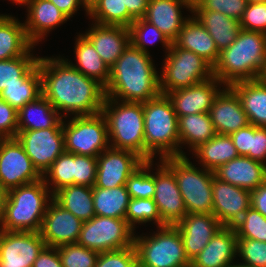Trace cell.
I'll use <instances>...</instances> for the list:
<instances>
[{
	"instance_id": "cell-19",
	"label": "cell",
	"mask_w": 266,
	"mask_h": 267,
	"mask_svg": "<svg viewBox=\"0 0 266 267\" xmlns=\"http://www.w3.org/2000/svg\"><path fill=\"white\" fill-rule=\"evenodd\" d=\"M220 85V86H219ZM221 83L214 76L196 85L168 92L174 111L178 117L197 113H209L220 93Z\"/></svg>"
},
{
	"instance_id": "cell-44",
	"label": "cell",
	"mask_w": 266,
	"mask_h": 267,
	"mask_svg": "<svg viewBox=\"0 0 266 267\" xmlns=\"http://www.w3.org/2000/svg\"><path fill=\"white\" fill-rule=\"evenodd\" d=\"M237 238L266 242V217L252 206L233 225Z\"/></svg>"
},
{
	"instance_id": "cell-15",
	"label": "cell",
	"mask_w": 266,
	"mask_h": 267,
	"mask_svg": "<svg viewBox=\"0 0 266 267\" xmlns=\"http://www.w3.org/2000/svg\"><path fill=\"white\" fill-rule=\"evenodd\" d=\"M144 162L132 151L109 147L97 156L96 182L93 187L109 189L126 185L129 176Z\"/></svg>"
},
{
	"instance_id": "cell-63",
	"label": "cell",
	"mask_w": 266,
	"mask_h": 267,
	"mask_svg": "<svg viewBox=\"0 0 266 267\" xmlns=\"http://www.w3.org/2000/svg\"><path fill=\"white\" fill-rule=\"evenodd\" d=\"M248 3H252V2H261V1H266V0H246Z\"/></svg>"
},
{
	"instance_id": "cell-18",
	"label": "cell",
	"mask_w": 266,
	"mask_h": 267,
	"mask_svg": "<svg viewBox=\"0 0 266 267\" xmlns=\"http://www.w3.org/2000/svg\"><path fill=\"white\" fill-rule=\"evenodd\" d=\"M82 225L81 219L52 200L45 212L39 233L46 246L57 248L77 243Z\"/></svg>"
},
{
	"instance_id": "cell-59",
	"label": "cell",
	"mask_w": 266,
	"mask_h": 267,
	"mask_svg": "<svg viewBox=\"0 0 266 267\" xmlns=\"http://www.w3.org/2000/svg\"><path fill=\"white\" fill-rule=\"evenodd\" d=\"M257 80L260 83L266 85V59L263 62V66H262V69H261V71L259 73V76L257 77Z\"/></svg>"
},
{
	"instance_id": "cell-28",
	"label": "cell",
	"mask_w": 266,
	"mask_h": 267,
	"mask_svg": "<svg viewBox=\"0 0 266 267\" xmlns=\"http://www.w3.org/2000/svg\"><path fill=\"white\" fill-rule=\"evenodd\" d=\"M48 128H63V118L43 95L18 111V130Z\"/></svg>"
},
{
	"instance_id": "cell-35",
	"label": "cell",
	"mask_w": 266,
	"mask_h": 267,
	"mask_svg": "<svg viewBox=\"0 0 266 267\" xmlns=\"http://www.w3.org/2000/svg\"><path fill=\"white\" fill-rule=\"evenodd\" d=\"M53 200L83 222L95 216L93 187L69 185L56 191Z\"/></svg>"
},
{
	"instance_id": "cell-42",
	"label": "cell",
	"mask_w": 266,
	"mask_h": 267,
	"mask_svg": "<svg viewBox=\"0 0 266 267\" xmlns=\"http://www.w3.org/2000/svg\"><path fill=\"white\" fill-rule=\"evenodd\" d=\"M125 219L133 230L136 229L135 225L146 224L147 222L151 223V221L156 224L157 227L166 226L161 219L158 207L153 198H130Z\"/></svg>"
},
{
	"instance_id": "cell-52",
	"label": "cell",
	"mask_w": 266,
	"mask_h": 267,
	"mask_svg": "<svg viewBox=\"0 0 266 267\" xmlns=\"http://www.w3.org/2000/svg\"><path fill=\"white\" fill-rule=\"evenodd\" d=\"M246 157L266 165V127L251 124L250 151Z\"/></svg>"
},
{
	"instance_id": "cell-46",
	"label": "cell",
	"mask_w": 266,
	"mask_h": 267,
	"mask_svg": "<svg viewBox=\"0 0 266 267\" xmlns=\"http://www.w3.org/2000/svg\"><path fill=\"white\" fill-rule=\"evenodd\" d=\"M248 2L246 0H192L191 10H211L221 12L240 22Z\"/></svg>"
},
{
	"instance_id": "cell-14",
	"label": "cell",
	"mask_w": 266,
	"mask_h": 267,
	"mask_svg": "<svg viewBox=\"0 0 266 267\" xmlns=\"http://www.w3.org/2000/svg\"><path fill=\"white\" fill-rule=\"evenodd\" d=\"M45 246L39 232L0 230V267H32Z\"/></svg>"
},
{
	"instance_id": "cell-45",
	"label": "cell",
	"mask_w": 266,
	"mask_h": 267,
	"mask_svg": "<svg viewBox=\"0 0 266 267\" xmlns=\"http://www.w3.org/2000/svg\"><path fill=\"white\" fill-rule=\"evenodd\" d=\"M63 267H95L99 252L77 243L57 247Z\"/></svg>"
},
{
	"instance_id": "cell-47",
	"label": "cell",
	"mask_w": 266,
	"mask_h": 267,
	"mask_svg": "<svg viewBox=\"0 0 266 267\" xmlns=\"http://www.w3.org/2000/svg\"><path fill=\"white\" fill-rule=\"evenodd\" d=\"M237 256L242 264L250 267H266V242L237 238Z\"/></svg>"
},
{
	"instance_id": "cell-55",
	"label": "cell",
	"mask_w": 266,
	"mask_h": 267,
	"mask_svg": "<svg viewBox=\"0 0 266 267\" xmlns=\"http://www.w3.org/2000/svg\"><path fill=\"white\" fill-rule=\"evenodd\" d=\"M123 9L134 19H141L145 16L149 0H121Z\"/></svg>"
},
{
	"instance_id": "cell-22",
	"label": "cell",
	"mask_w": 266,
	"mask_h": 267,
	"mask_svg": "<svg viewBox=\"0 0 266 267\" xmlns=\"http://www.w3.org/2000/svg\"><path fill=\"white\" fill-rule=\"evenodd\" d=\"M83 34L98 52L103 62L111 68L130 44L129 28L92 23Z\"/></svg>"
},
{
	"instance_id": "cell-16",
	"label": "cell",
	"mask_w": 266,
	"mask_h": 267,
	"mask_svg": "<svg viewBox=\"0 0 266 267\" xmlns=\"http://www.w3.org/2000/svg\"><path fill=\"white\" fill-rule=\"evenodd\" d=\"M155 172L153 200L166 225H176L187 214L186 206L174 173L161 161Z\"/></svg>"
},
{
	"instance_id": "cell-41",
	"label": "cell",
	"mask_w": 266,
	"mask_h": 267,
	"mask_svg": "<svg viewBox=\"0 0 266 267\" xmlns=\"http://www.w3.org/2000/svg\"><path fill=\"white\" fill-rule=\"evenodd\" d=\"M42 178L52 194L63 187L73 185L74 154L68 152L62 153L51 164L50 168L45 172Z\"/></svg>"
},
{
	"instance_id": "cell-29",
	"label": "cell",
	"mask_w": 266,
	"mask_h": 267,
	"mask_svg": "<svg viewBox=\"0 0 266 267\" xmlns=\"http://www.w3.org/2000/svg\"><path fill=\"white\" fill-rule=\"evenodd\" d=\"M0 14V60L24 56L34 45L26 35L24 22Z\"/></svg>"
},
{
	"instance_id": "cell-17",
	"label": "cell",
	"mask_w": 266,
	"mask_h": 267,
	"mask_svg": "<svg viewBox=\"0 0 266 267\" xmlns=\"http://www.w3.org/2000/svg\"><path fill=\"white\" fill-rule=\"evenodd\" d=\"M212 214L223 226L235 225L251 207V191L213 177Z\"/></svg>"
},
{
	"instance_id": "cell-62",
	"label": "cell",
	"mask_w": 266,
	"mask_h": 267,
	"mask_svg": "<svg viewBox=\"0 0 266 267\" xmlns=\"http://www.w3.org/2000/svg\"><path fill=\"white\" fill-rule=\"evenodd\" d=\"M8 1H10V0H8ZM13 3H15V4H19V5H24L25 4V2H26V0H11Z\"/></svg>"
},
{
	"instance_id": "cell-32",
	"label": "cell",
	"mask_w": 266,
	"mask_h": 267,
	"mask_svg": "<svg viewBox=\"0 0 266 267\" xmlns=\"http://www.w3.org/2000/svg\"><path fill=\"white\" fill-rule=\"evenodd\" d=\"M178 132L180 156H186L181 149L183 144H187L191 152L217 134L209 113H197L178 117Z\"/></svg>"
},
{
	"instance_id": "cell-38",
	"label": "cell",
	"mask_w": 266,
	"mask_h": 267,
	"mask_svg": "<svg viewBox=\"0 0 266 267\" xmlns=\"http://www.w3.org/2000/svg\"><path fill=\"white\" fill-rule=\"evenodd\" d=\"M42 95L41 75L37 68L22 84L5 87L0 97L19 111L27 103L36 100Z\"/></svg>"
},
{
	"instance_id": "cell-58",
	"label": "cell",
	"mask_w": 266,
	"mask_h": 267,
	"mask_svg": "<svg viewBox=\"0 0 266 267\" xmlns=\"http://www.w3.org/2000/svg\"><path fill=\"white\" fill-rule=\"evenodd\" d=\"M8 197V190L2 185L0 181V219L3 216L5 205Z\"/></svg>"
},
{
	"instance_id": "cell-54",
	"label": "cell",
	"mask_w": 266,
	"mask_h": 267,
	"mask_svg": "<svg viewBox=\"0 0 266 267\" xmlns=\"http://www.w3.org/2000/svg\"><path fill=\"white\" fill-rule=\"evenodd\" d=\"M239 156H247L251 143V124L230 134Z\"/></svg>"
},
{
	"instance_id": "cell-53",
	"label": "cell",
	"mask_w": 266,
	"mask_h": 267,
	"mask_svg": "<svg viewBox=\"0 0 266 267\" xmlns=\"http://www.w3.org/2000/svg\"><path fill=\"white\" fill-rule=\"evenodd\" d=\"M32 267H63L57 248L45 246Z\"/></svg>"
},
{
	"instance_id": "cell-60",
	"label": "cell",
	"mask_w": 266,
	"mask_h": 267,
	"mask_svg": "<svg viewBox=\"0 0 266 267\" xmlns=\"http://www.w3.org/2000/svg\"><path fill=\"white\" fill-rule=\"evenodd\" d=\"M84 7L89 10L97 0H80Z\"/></svg>"
},
{
	"instance_id": "cell-12",
	"label": "cell",
	"mask_w": 266,
	"mask_h": 267,
	"mask_svg": "<svg viewBox=\"0 0 266 267\" xmlns=\"http://www.w3.org/2000/svg\"><path fill=\"white\" fill-rule=\"evenodd\" d=\"M16 138L42 176L65 152L63 128L18 130Z\"/></svg>"
},
{
	"instance_id": "cell-10",
	"label": "cell",
	"mask_w": 266,
	"mask_h": 267,
	"mask_svg": "<svg viewBox=\"0 0 266 267\" xmlns=\"http://www.w3.org/2000/svg\"><path fill=\"white\" fill-rule=\"evenodd\" d=\"M67 122V123H65ZM65 152L97 157L110 147L108 127L102 113L63 119Z\"/></svg>"
},
{
	"instance_id": "cell-43",
	"label": "cell",
	"mask_w": 266,
	"mask_h": 267,
	"mask_svg": "<svg viewBox=\"0 0 266 267\" xmlns=\"http://www.w3.org/2000/svg\"><path fill=\"white\" fill-rule=\"evenodd\" d=\"M154 161H145L127 179L126 187L130 198H153L155 193V172L151 173Z\"/></svg>"
},
{
	"instance_id": "cell-31",
	"label": "cell",
	"mask_w": 266,
	"mask_h": 267,
	"mask_svg": "<svg viewBox=\"0 0 266 267\" xmlns=\"http://www.w3.org/2000/svg\"><path fill=\"white\" fill-rule=\"evenodd\" d=\"M193 15L213 38L219 52L228 48L240 31V22L221 12L211 10H191Z\"/></svg>"
},
{
	"instance_id": "cell-36",
	"label": "cell",
	"mask_w": 266,
	"mask_h": 267,
	"mask_svg": "<svg viewBox=\"0 0 266 267\" xmlns=\"http://www.w3.org/2000/svg\"><path fill=\"white\" fill-rule=\"evenodd\" d=\"M130 195L126 185L114 188L93 187V203L96 216L125 219Z\"/></svg>"
},
{
	"instance_id": "cell-39",
	"label": "cell",
	"mask_w": 266,
	"mask_h": 267,
	"mask_svg": "<svg viewBox=\"0 0 266 267\" xmlns=\"http://www.w3.org/2000/svg\"><path fill=\"white\" fill-rule=\"evenodd\" d=\"M89 18L101 25L124 26L129 28L134 19L123 9L121 0H97L88 10Z\"/></svg>"
},
{
	"instance_id": "cell-6",
	"label": "cell",
	"mask_w": 266,
	"mask_h": 267,
	"mask_svg": "<svg viewBox=\"0 0 266 267\" xmlns=\"http://www.w3.org/2000/svg\"><path fill=\"white\" fill-rule=\"evenodd\" d=\"M101 113L107 121L110 147L132 151L145 161L143 103L105 96Z\"/></svg>"
},
{
	"instance_id": "cell-61",
	"label": "cell",
	"mask_w": 266,
	"mask_h": 267,
	"mask_svg": "<svg viewBox=\"0 0 266 267\" xmlns=\"http://www.w3.org/2000/svg\"><path fill=\"white\" fill-rule=\"evenodd\" d=\"M229 267H250V266L242 264L241 262H239L238 264L237 263H233Z\"/></svg>"
},
{
	"instance_id": "cell-1",
	"label": "cell",
	"mask_w": 266,
	"mask_h": 267,
	"mask_svg": "<svg viewBox=\"0 0 266 267\" xmlns=\"http://www.w3.org/2000/svg\"><path fill=\"white\" fill-rule=\"evenodd\" d=\"M38 68L42 95L62 118L66 119L67 115L90 116L102 112L104 86L72 67L68 58L39 56Z\"/></svg>"
},
{
	"instance_id": "cell-26",
	"label": "cell",
	"mask_w": 266,
	"mask_h": 267,
	"mask_svg": "<svg viewBox=\"0 0 266 267\" xmlns=\"http://www.w3.org/2000/svg\"><path fill=\"white\" fill-rule=\"evenodd\" d=\"M224 182L252 191L266 181V165L246 156H239L214 171Z\"/></svg>"
},
{
	"instance_id": "cell-57",
	"label": "cell",
	"mask_w": 266,
	"mask_h": 267,
	"mask_svg": "<svg viewBox=\"0 0 266 267\" xmlns=\"http://www.w3.org/2000/svg\"><path fill=\"white\" fill-rule=\"evenodd\" d=\"M52 2L60 11H62L69 19L75 14L80 6H83L86 14L88 10L84 7L80 0H49Z\"/></svg>"
},
{
	"instance_id": "cell-4",
	"label": "cell",
	"mask_w": 266,
	"mask_h": 267,
	"mask_svg": "<svg viewBox=\"0 0 266 267\" xmlns=\"http://www.w3.org/2000/svg\"><path fill=\"white\" fill-rule=\"evenodd\" d=\"M143 113L145 161L180 156L178 116L167 95L144 102Z\"/></svg>"
},
{
	"instance_id": "cell-56",
	"label": "cell",
	"mask_w": 266,
	"mask_h": 267,
	"mask_svg": "<svg viewBox=\"0 0 266 267\" xmlns=\"http://www.w3.org/2000/svg\"><path fill=\"white\" fill-rule=\"evenodd\" d=\"M251 206L266 217V181L251 191Z\"/></svg>"
},
{
	"instance_id": "cell-5",
	"label": "cell",
	"mask_w": 266,
	"mask_h": 267,
	"mask_svg": "<svg viewBox=\"0 0 266 267\" xmlns=\"http://www.w3.org/2000/svg\"><path fill=\"white\" fill-rule=\"evenodd\" d=\"M53 194L43 178L8 191L0 230L39 232Z\"/></svg>"
},
{
	"instance_id": "cell-25",
	"label": "cell",
	"mask_w": 266,
	"mask_h": 267,
	"mask_svg": "<svg viewBox=\"0 0 266 267\" xmlns=\"http://www.w3.org/2000/svg\"><path fill=\"white\" fill-rule=\"evenodd\" d=\"M236 249L237 236L233 226H223L191 261L190 267H229L237 258Z\"/></svg>"
},
{
	"instance_id": "cell-21",
	"label": "cell",
	"mask_w": 266,
	"mask_h": 267,
	"mask_svg": "<svg viewBox=\"0 0 266 267\" xmlns=\"http://www.w3.org/2000/svg\"><path fill=\"white\" fill-rule=\"evenodd\" d=\"M209 114L217 134L221 135H230L250 124L238 95L230 86L222 87Z\"/></svg>"
},
{
	"instance_id": "cell-33",
	"label": "cell",
	"mask_w": 266,
	"mask_h": 267,
	"mask_svg": "<svg viewBox=\"0 0 266 267\" xmlns=\"http://www.w3.org/2000/svg\"><path fill=\"white\" fill-rule=\"evenodd\" d=\"M75 42V57L77 61L69 64L87 77L97 80L104 87L108 84L110 78V68L103 62L102 58L95 50L91 42L83 35H77Z\"/></svg>"
},
{
	"instance_id": "cell-40",
	"label": "cell",
	"mask_w": 266,
	"mask_h": 267,
	"mask_svg": "<svg viewBox=\"0 0 266 267\" xmlns=\"http://www.w3.org/2000/svg\"><path fill=\"white\" fill-rule=\"evenodd\" d=\"M130 43L139 50L150 54L147 45L155 42L162 43L165 54L170 50L172 42L156 26L146 21L144 18L136 19L129 26Z\"/></svg>"
},
{
	"instance_id": "cell-30",
	"label": "cell",
	"mask_w": 266,
	"mask_h": 267,
	"mask_svg": "<svg viewBox=\"0 0 266 267\" xmlns=\"http://www.w3.org/2000/svg\"><path fill=\"white\" fill-rule=\"evenodd\" d=\"M230 87L238 95L249 123L266 127V85L248 80L235 82Z\"/></svg>"
},
{
	"instance_id": "cell-24",
	"label": "cell",
	"mask_w": 266,
	"mask_h": 267,
	"mask_svg": "<svg viewBox=\"0 0 266 267\" xmlns=\"http://www.w3.org/2000/svg\"><path fill=\"white\" fill-rule=\"evenodd\" d=\"M188 9L191 13L192 0H149L147 11L143 17L156 26L173 42L183 24L189 17H183L181 9Z\"/></svg>"
},
{
	"instance_id": "cell-37",
	"label": "cell",
	"mask_w": 266,
	"mask_h": 267,
	"mask_svg": "<svg viewBox=\"0 0 266 267\" xmlns=\"http://www.w3.org/2000/svg\"><path fill=\"white\" fill-rule=\"evenodd\" d=\"M8 60H0V92L5 87L22 84L37 68L39 57L31 53Z\"/></svg>"
},
{
	"instance_id": "cell-7",
	"label": "cell",
	"mask_w": 266,
	"mask_h": 267,
	"mask_svg": "<svg viewBox=\"0 0 266 267\" xmlns=\"http://www.w3.org/2000/svg\"><path fill=\"white\" fill-rule=\"evenodd\" d=\"M174 173L187 213L212 214L214 171L195 167L187 156L161 159Z\"/></svg>"
},
{
	"instance_id": "cell-2",
	"label": "cell",
	"mask_w": 266,
	"mask_h": 267,
	"mask_svg": "<svg viewBox=\"0 0 266 267\" xmlns=\"http://www.w3.org/2000/svg\"><path fill=\"white\" fill-rule=\"evenodd\" d=\"M153 59L131 43L110 68L105 96L123 102L144 103L161 94Z\"/></svg>"
},
{
	"instance_id": "cell-3",
	"label": "cell",
	"mask_w": 266,
	"mask_h": 267,
	"mask_svg": "<svg viewBox=\"0 0 266 267\" xmlns=\"http://www.w3.org/2000/svg\"><path fill=\"white\" fill-rule=\"evenodd\" d=\"M265 59L266 34L240 29L236 40L220 52L213 76L224 86L257 80Z\"/></svg>"
},
{
	"instance_id": "cell-34",
	"label": "cell",
	"mask_w": 266,
	"mask_h": 267,
	"mask_svg": "<svg viewBox=\"0 0 266 267\" xmlns=\"http://www.w3.org/2000/svg\"><path fill=\"white\" fill-rule=\"evenodd\" d=\"M194 153V154H193ZM198 164L207 170L215 171L221 165L239 157L230 135L216 134L212 139L200 144L192 151Z\"/></svg>"
},
{
	"instance_id": "cell-13",
	"label": "cell",
	"mask_w": 266,
	"mask_h": 267,
	"mask_svg": "<svg viewBox=\"0 0 266 267\" xmlns=\"http://www.w3.org/2000/svg\"><path fill=\"white\" fill-rule=\"evenodd\" d=\"M42 179L17 138H0V181L12 188Z\"/></svg>"
},
{
	"instance_id": "cell-49",
	"label": "cell",
	"mask_w": 266,
	"mask_h": 267,
	"mask_svg": "<svg viewBox=\"0 0 266 267\" xmlns=\"http://www.w3.org/2000/svg\"><path fill=\"white\" fill-rule=\"evenodd\" d=\"M96 174L97 157L74 154V185L93 187Z\"/></svg>"
},
{
	"instance_id": "cell-11",
	"label": "cell",
	"mask_w": 266,
	"mask_h": 267,
	"mask_svg": "<svg viewBox=\"0 0 266 267\" xmlns=\"http://www.w3.org/2000/svg\"><path fill=\"white\" fill-rule=\"evenodd\" d=\"M135 234L126 219L95 215L83 222L77 244L99 253L119 250L133 246Z\"/></svg>"
},
{
	"instance_id": "cell-23",
	"label": "cell",
	"mask_w": 266,
	"mask_h": 267,
	"mask_svg": "<svg viewBox=\"0 0 266 267\" xmlns=\"http://www.w3.org/2000/svg\"><path fill=\"white\" fill-rule=\"evenodd\" d=\"M23 6L28 12L24 21L26 35L34 46L69 19L49 0H26Z\"/></svg>"
},
{
	"instance_id": "cell-27",
	"label": "cell",
	"mask_w": 266,
	"mask_h": 267,
	"mask_svg": "<svg viewBox=\"0 0 266 267\" xmlns=\"http://www.w3.org/2000/svg\"><path fill=\"white\" fill-rule=\"evenodd\" d=\"M171 47L192 51L212 67L217 63L220 55L211 35L193 15L185 21Z\"/></svg>"
},
{
	"instance_id": "cell-8",
	"label": "cell",
	"mask_w": 266,
	"mask_h": 267,
	"mask_svg": "<svg viewBox=\"0 0 266 267\" xmlns=\"http://www.w3.org/2000/svg\"><path fill=\"white\" fill-rule=\"evenodd\" d=\"M156 228L153 235L134 236L138 267H190L178 228L175 225Z\"/></svg>"
},
{
	"instance_id": "cell-20",
	"label": "cell",
	"mask_w": 266,
	"mask_h": 267,
	"mask_svg": "<svg viewBox=\"0 0 266 267\" xmlns=\"http://www.w3.org/2000/svg\"><path fill=\"white\" fill-rule=\"evenodd\" d=\"M175 226L181 234L185 253L190 262L223 227L213 214L191 213H187Z\"/></svg>"
},
{
	"instance_id": "cell-51",
	"label": "cell",
	"mask_w": 266,
	"mask_h": 267,
	"mask_svg": "<svg viewBox=\"0 0 266 267\" xmlns=\"http://www.w3.org/2000/svg\"><path fill=\"white\" fill-rule=\"evenodd\" d=\"M18 133V111L0 97V138H15Z\"/></svg>"
},
{
	"instance_id": "cell-48",
	"label": "cell",
	"mask_w": 266,
	"mask_h": 267,
	"mask_svg": "<svg viewBox=\"0 0 266 267\" xmlns=\"http://www.w3.org/2000/svg\"><path fill=\"white\" fill-rule=\"evenodd\" d=\"M95 267H138L135 246L99 253Z\"/></svg>"
},
{
	"instance_id": "cell-50",
	"label": "cell",
	"mask_w": 266,
	"mask_h": 267,
	"mask_svg": "<svg viewBox=\"0 0 266 267\" xmlns=\"http://www.w3.org/2000/svg\"><path fill=\"white\" fill-rule=\"evenodd\" d=\"M240 28L266 34V1L248 3Z\"/></svg>"
},
{
	"instance_id": "cell-9",
	"label": "cell",
	"mask_w": 266,
	"mask_h": 267,
	"mask_svg": "<svg viewBox=\"0 0 266 267\" xmlns=\"http://www.w3.org/2000/svg\"><path fill=\"white\" fill-rule=\"evenodd\" d=\"M167 54V55H166ZM162 63L160 92L187 88L213 77V67L192 51L170 47Z\"/></svg>"
}]
</instances>
